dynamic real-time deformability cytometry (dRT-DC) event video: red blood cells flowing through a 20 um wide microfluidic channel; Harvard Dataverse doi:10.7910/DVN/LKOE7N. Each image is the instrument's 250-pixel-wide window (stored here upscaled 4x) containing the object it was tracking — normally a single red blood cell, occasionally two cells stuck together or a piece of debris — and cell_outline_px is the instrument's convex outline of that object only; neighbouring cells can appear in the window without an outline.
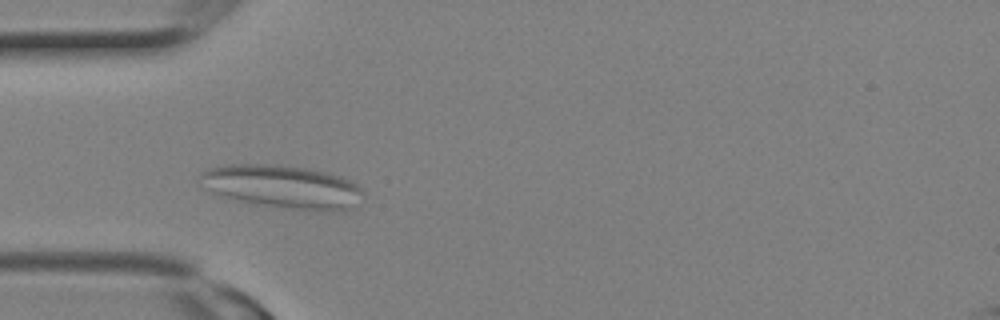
{"species": "Egyptian fruit bat (a non-hibernating species)", "species_latin": "Rousettus aegyptiacus", "temperature_condition": "room temperature", "stored_images_in_passage": 2, "camera_frame_rate_fps": 3000, "um_per_image_px": 0.085, "animal": {"sex": "female"}, "frame": {"image": 1, "passage_image": 2, "time_ms": 0.333, "image_size_px": [1000, 320], "cell_outline_px": [[364, 192], [352, 208], [344, 212], [324, 212], [288, 208], [256, 204], [240, 200], [204, 188], [196, 180], [200, 172], [208, 168], [228, 164], [280, 164], [328, 172], [340, 176], [356, 184]], "centroid_in_image_um": [24.02, 15.86], "position_along_channel_um": 61.0, "area_um2": 41.27}}